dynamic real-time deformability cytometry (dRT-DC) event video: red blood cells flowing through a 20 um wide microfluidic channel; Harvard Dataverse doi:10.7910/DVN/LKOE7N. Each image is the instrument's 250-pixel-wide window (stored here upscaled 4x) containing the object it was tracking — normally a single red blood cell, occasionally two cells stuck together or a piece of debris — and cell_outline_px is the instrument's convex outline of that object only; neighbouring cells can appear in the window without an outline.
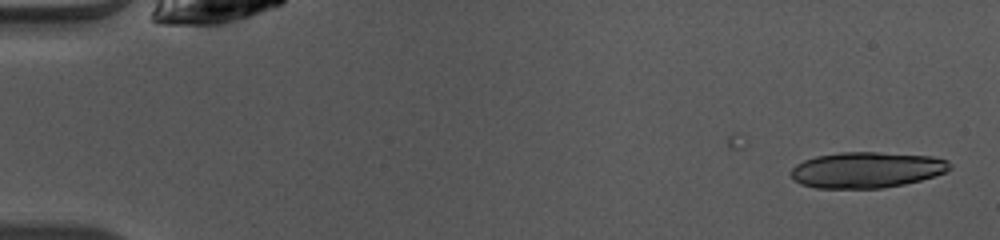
{"species": "common noctule bat (a hibernating species)", "species_latin": "Nyctalus noctula", "temperature_condition": "warm", "stored_images_in_passage": 41, "camera_frame_rate_fps": 3000, "um_per_image_px": 0.085, "animal": {"sex": "female", "body_mass_g": 10.0, "forearm_length_mm": 53.1}, "frame": {"image": 1, "passage_image": 1, "time_ms": 0.0, "image_size_px": [1000, 240], "cell_outline_px": [[952, 168], [944, 172], [920, 180], [904, 184], [880, 188], [816, 188], [800, 184], [792, 180], [788, 172], [796, 164], [804, 160], [816, 156], [840, 152], [876, 152], [932, 156], [948, 160], [952, 164]], "centroid_in_image_um": [73.62, 14.44], "position_along_channel_um": 11.4, "area_um2": 33.41}}
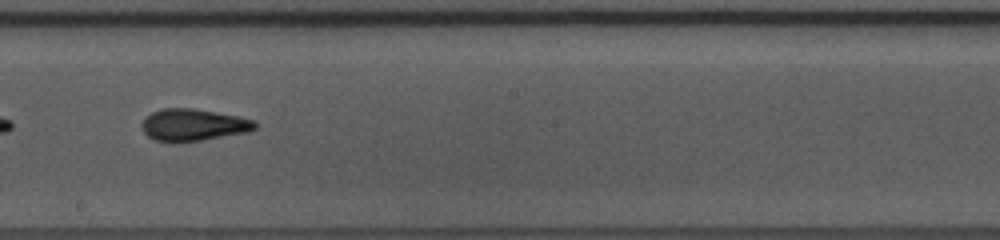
{"frame": {"image": 2, "passage_image": 27, "time_ms": 8.667, "image_size_px": [1000, 240], "cell_outline_px": [[256, 128], [248, 132], [200, 140], [156, 140], [148, 136], [144, 132], [140, 124], [152, 112], [160, 108], [192, 108], [216, 112], [256, 120]], "centroid_in_image_um": [16.45, 10.58], "position_along_channel_um": 231.8, "area_um2": 20.58}}
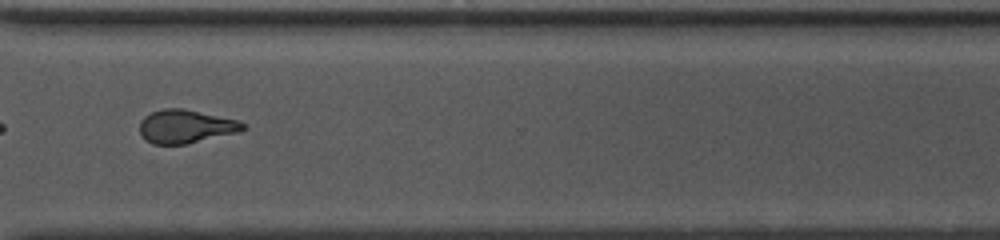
{"frame": {"image": 3, "passage_image": 36, "time_ms": 11.667, "image_size_px": [1000, 240], "cell_outline_px": [[248, 128], [240, 132], [184, 144], [152, 144], [140, 132], [140, 120], [144, 116], [152, 112], [164, 108], [184, 108], [236, 120], [244, 124]], "centroid_in_image_um": [15.79, 10.74], "position_along_channel_um": 354.8, "area_um2": 19.94}, "authors_computed_cell_mechanics": {"area_um2": 21.097, "velocity_mm_per_s": 4.1147, "shape_relaxation_time_tau1_ms": 5.9259, "shape_relaxation_time_tau2_ms": 1.9009, "deformation_change_tau1": 0.1963, "deformation_change_tau2": 0.0999}}